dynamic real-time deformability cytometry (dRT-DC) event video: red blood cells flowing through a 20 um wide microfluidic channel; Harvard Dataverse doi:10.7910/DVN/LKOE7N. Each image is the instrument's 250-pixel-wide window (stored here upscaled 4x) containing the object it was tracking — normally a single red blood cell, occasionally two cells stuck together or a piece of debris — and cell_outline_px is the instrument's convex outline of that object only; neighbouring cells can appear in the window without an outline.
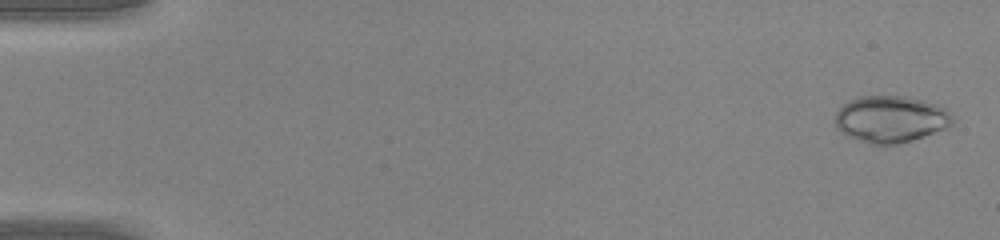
{"species": "common noctule bat (a hibernating species)", "species_latin": "Nyctalus noctula", "temperature_condition": "warm", "stored_images_in_passage": 46, "camera_frame_rate_fps": 3000, "um_per_image_px": 0.085, "animal": {"sex": "male", "body_mass_g": 20.0, "forearm_length_mm": 53.3}, "frame": {"image": 1, "passage_image": 2, "time_ms": 0.333, "image_size_px": [1000, 240], "cell_outline_px": [[952, 124], [948, 128], [912, 140], [896, 144], [872, 144], [848, 136], [840, 132], [836, 128], [836, 112], [844, 104], [860, 96], [908, 96], [924, 100], [936, 104], [944, 108], [952, 116]], "centroid_in_image_um": [75.72, 10.12], "position_along_channel_um": 9.3, "area_um2": 31.79}}